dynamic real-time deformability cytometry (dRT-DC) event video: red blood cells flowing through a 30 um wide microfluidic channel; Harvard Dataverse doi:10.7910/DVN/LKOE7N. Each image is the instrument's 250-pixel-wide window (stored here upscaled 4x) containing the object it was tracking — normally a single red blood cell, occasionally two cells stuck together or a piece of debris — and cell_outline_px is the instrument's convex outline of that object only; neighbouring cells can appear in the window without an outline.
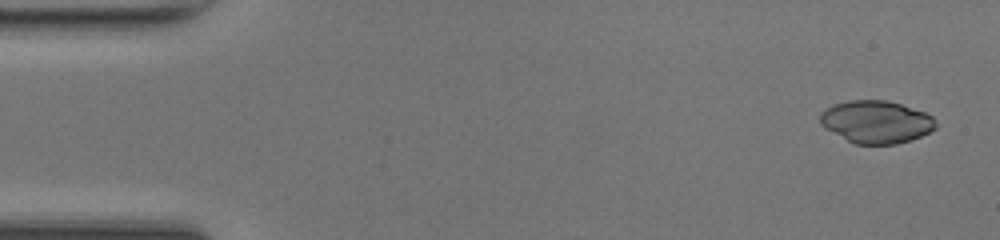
{"species": "common noctule bat (a hibernating species)", "species_latin": "Nyctalus noctula", "temperature_condition": "room temperature", "stored_images_in_passage": 47, "camera_frame_rate_fps": 3000, "um_per_image_px": 0.085, "animal": {"sex": "female", "body_mass_g": 17.0, "forearm_length_mm": 48.0}, "frame": {"image": 1, "passage_image": 1, "time_ms": 0.0, "image_size_px": [1000, 240], "cell_outline_px": [[936, 128], [920, 136], [896, 144], [856, 144], [824, 128], [820, 124], [820, 112], [824, 108], [832, 104], [848, 100], [888, 100], [924, 112], [932, 116], [936, 124]], "centroid_in_image_um": [74.43, 10.34], "position_along_channel_um": 10.6, "area_um2": 28.61}}
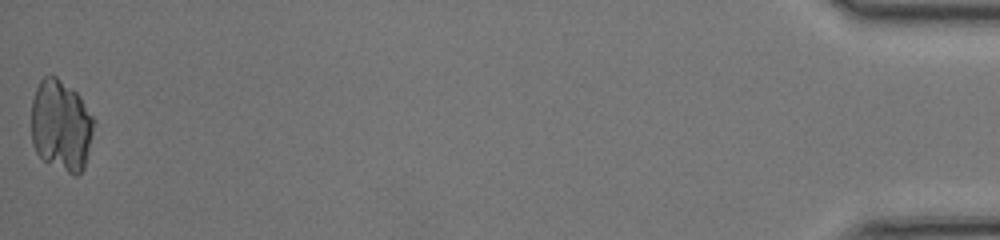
{"frame": {"image": 2, "passage_image": 47, "time_ms": 15.333, "image_size_px": [1000, 240], "cell_outline_px": [[96, 120], [84, 168], [76, 176], [72, 176], [44, 160], [36, 152], [32, 144], [32, 100], [36, 88], [40, 80], [44, 76], [56, 76], [72, 88], [80, 96]], "centroid_in_image_um": [5.2, 10.67], "position_along_channel_um": 430.0, "area_um2": 33.52}}